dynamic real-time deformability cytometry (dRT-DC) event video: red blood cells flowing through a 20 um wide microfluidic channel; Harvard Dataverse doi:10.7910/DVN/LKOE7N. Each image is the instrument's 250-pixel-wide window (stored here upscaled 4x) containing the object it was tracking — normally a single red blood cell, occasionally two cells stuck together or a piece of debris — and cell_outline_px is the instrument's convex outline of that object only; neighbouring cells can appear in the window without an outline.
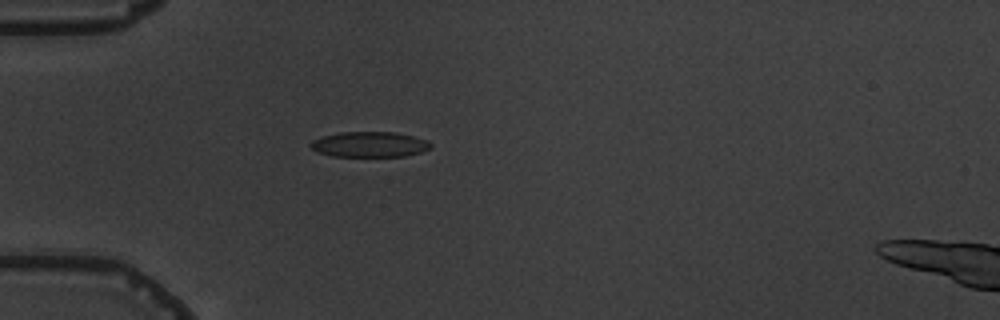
{"species": "common noctule bat (a hibernating species)", "species_latin": "Nyctalus noctula", "temperature_condition": "warm", "stored_images_in_passage": 2, "camera_frame_rate_fps": 3000, "um_per_image_px": 0.085, "animal": {"sex": "male", "body_mass_g": 19.5, "forearm_length_mm": 54.6}, "frame": {"image": 1, "passage_image": 1, "time_ms": 0.0, "image_size_px": [1000, 320], "cell_outline_px": [[432, 148], [420, 152], [404, 156], [332, 156], [316, 152], [308, 144], [312, 140], [320, 136], [340, 132], [396, 132], [428, 140], [432, 144]], "centroid_in_image_um": [31.38, 12.27], "position_along_channel_um": 53.6, "area_um2": 17.92}}